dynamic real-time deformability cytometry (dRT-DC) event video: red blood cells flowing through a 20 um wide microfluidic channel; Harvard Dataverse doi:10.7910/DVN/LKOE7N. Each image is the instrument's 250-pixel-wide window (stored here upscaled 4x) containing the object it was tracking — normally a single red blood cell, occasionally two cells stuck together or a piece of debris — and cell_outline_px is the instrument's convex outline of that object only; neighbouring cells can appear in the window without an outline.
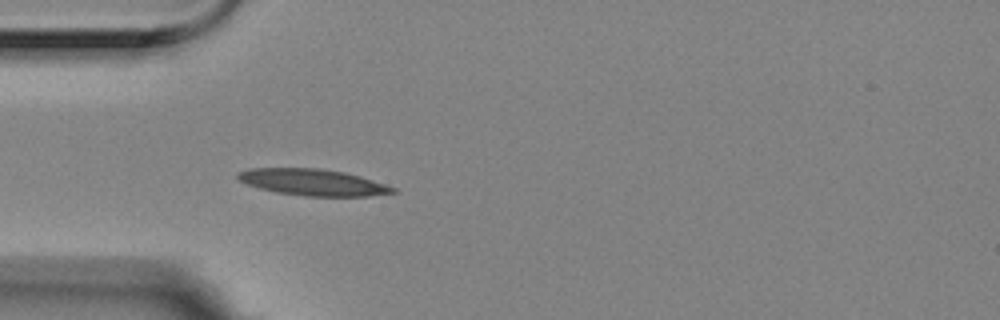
{"species": "Egyptian fruit bat (a non-hibernating species)", "species_latin": "Rousettus aegyptiacus", "temperature_condition": "room temperature", "stored_images_in_passage": 4, "camera_frame_rate_fps": 3000, "um_per_image_px": 0.085, "animal": {"sex": "female"}, "frame": {"image": 1, "passage_image": 4, "time_ms": 1.0, "image_size_px": [1000, 320], "cell_outline_px": [[396, 192], [368, 196], [304, 196], [276, 192], [260, 188], [248, 184], [240, 180], [236, 176], [236, 172], [248, 168], [320, 168], [344, 172], [360, 176], [396, 188]], "centroid_in_image_um": [26.56, 15.49], "position_along_channel_um": 58.4, "area_um2": 23.81}}